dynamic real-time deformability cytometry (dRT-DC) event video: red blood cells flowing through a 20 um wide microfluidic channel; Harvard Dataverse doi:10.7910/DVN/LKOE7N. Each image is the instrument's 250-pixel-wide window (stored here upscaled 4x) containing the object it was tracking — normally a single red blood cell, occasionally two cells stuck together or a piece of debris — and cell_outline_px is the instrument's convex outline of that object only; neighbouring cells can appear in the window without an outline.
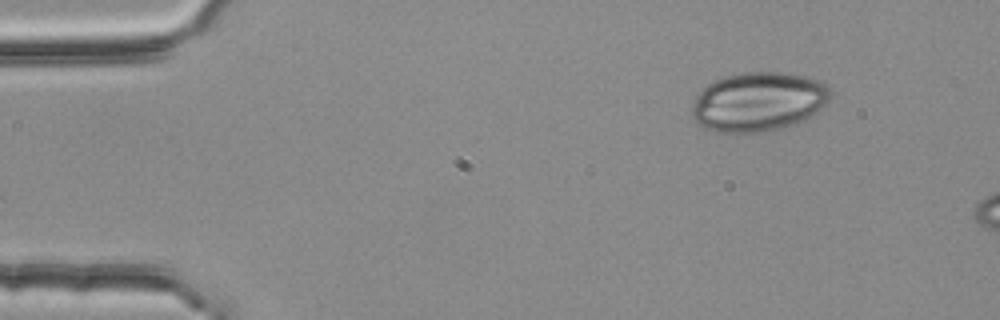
{"species": "common noctule bat (a hibernating species)", "species_latin": "Nyctalus noctula", "temperature_condition": "room temperature", "stored_images_in_passage": 3, "camera_frame_rate_fps": 3000, "um_per_image_px": 0.085, "animal": {"sex": "female", "body_mass_g": 25.1}, "frame": {"image": 1, "passage_image": 1, "time_ms": 0.0, "image_size_px": [1000, 320], "cell_outline_px": [[832, 96], [816, 112], [804, 120], [784, 128], [756, 132], [716, 132], [700, 124], [692, 116], [692, 104], [696, 92], [708, 84], [716, 80], [740, 72], [788, 72], [804, 76], [828, 84], [832, 92]], "centroid_in_image_um": [64.47, 8.63], "position_along_channel_um": 20.5, "area_um2": 47.86}}